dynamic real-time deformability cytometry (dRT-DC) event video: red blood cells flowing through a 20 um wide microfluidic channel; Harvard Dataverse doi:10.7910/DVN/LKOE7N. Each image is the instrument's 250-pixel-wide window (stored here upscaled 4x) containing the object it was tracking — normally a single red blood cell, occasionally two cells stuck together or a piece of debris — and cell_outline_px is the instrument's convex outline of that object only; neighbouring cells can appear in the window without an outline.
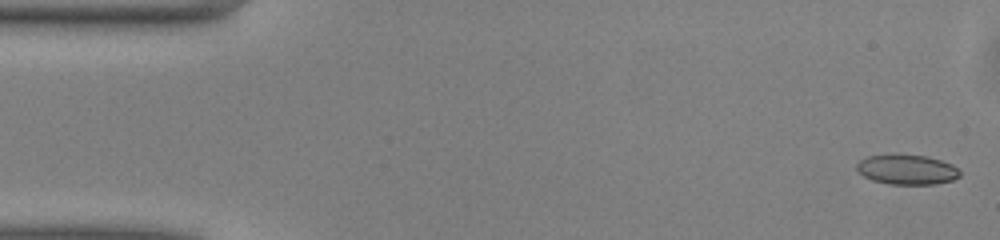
{"species": "common noctule bat (a hibernating species)", "species_latin": "Nyctalus noctula", "temperature_condition": "warm", "stored_images_in_passage": 49, "camera_frame_rate_fps": 3000, "um_per_image_px": 0.085, "animal": {"sex": "male", "body_mass_g": 13.0, "forearm_length_mm": 53.1}, "frame": {"image": 1, "passage_image": 1, "time_ms": 0.0, "image_size_px": [1000, 240], "cell_outline_px": [[960, 176], [952, 180], [936, 184], [888, 184], [872, 180], [856, 172], [856, 164], [860, 160], [868, 156], [892, 152], [896, 152], [928, 156], [952, 164], [960, 172]], "centroid_in_image_um": [77.03, 14.38], "position_along_channel_um": 8.0, "area_um2": 18.55}}
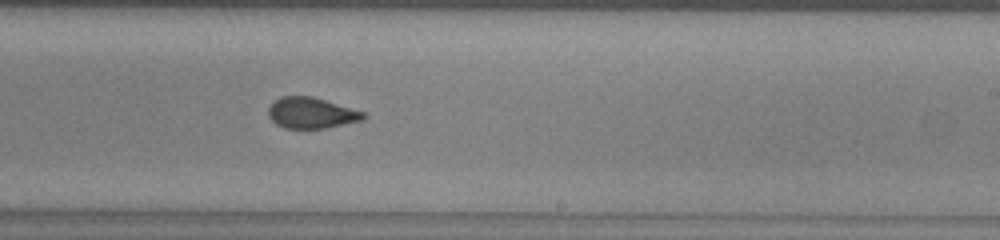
{"frame": {"image": 2, "passage_image": 29, "time_ms": 9.333, "image_size_px": [1000, 240], "cell_outline_px": [[368, 116], [364, 120], [324, 128], [284, 128], [276, 124], [268, 116], [268, 108], [280, 96], [312, 96], [364, 112]], "centroid_in_image_um": [26.47, 9.6], "position_along_channel_um": 262.5, "area_um2": 17.05}}
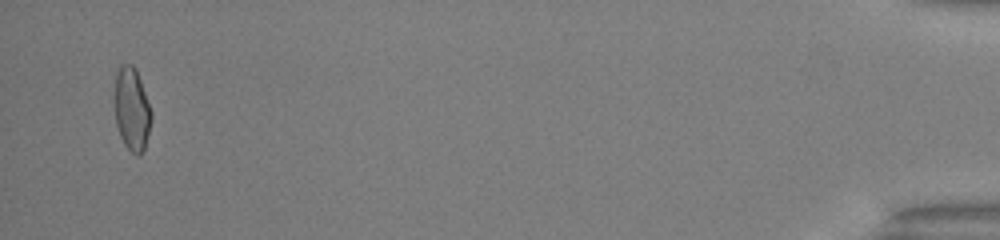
{"frame": {"image": 3, "passage_image": 48, "time_ms": 15.667, "image_size_px": [1000, 240], "cell_outline_px": [[152, 120], [144, 152], [140, 156], [136, 156], [124, 144], [120, 136], [116, 124], [116, 76], [120, 64], [132, 64], [136, 68], [152, 112]], "centroid_in_image_um": [11.24, 9.32], "position_along_channel_um": 424.0, "area_um2": 17.74}, "authors_computed_cell_mechanics": {"area_um2": 17.918, "velocity_mm_per_s": 4.0656, "shape_relaxation_time_tau1_ms": 10.7909, "shape_relaxation_time_tau2_ms": 1.3047, "deformation_change_tau1": 0.2027, "deformation_change_tau2": 0.0586}}